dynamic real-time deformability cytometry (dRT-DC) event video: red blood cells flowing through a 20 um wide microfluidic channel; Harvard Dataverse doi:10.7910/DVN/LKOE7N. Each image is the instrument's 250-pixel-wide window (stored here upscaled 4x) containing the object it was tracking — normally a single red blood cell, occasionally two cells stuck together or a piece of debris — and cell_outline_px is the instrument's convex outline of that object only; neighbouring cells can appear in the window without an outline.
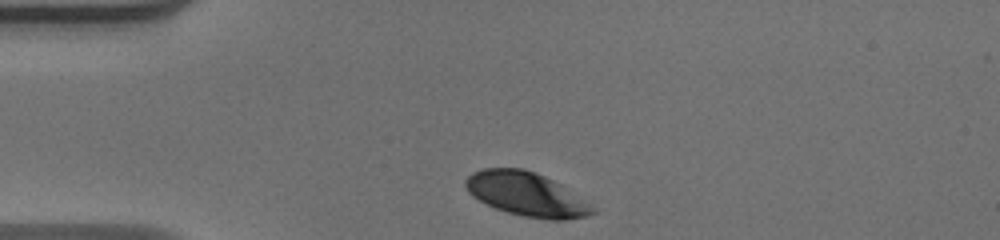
{"species": "human", "species_latin": "Homo sapiens", "temperature_condition": "warm", "stored_images_in_passage": 32, "camera_frame_rate_fps": 3000, "um_per_image_px": 0.085, "donor": {"sex": "male"}, "frame": {"image": 1, "passage_image": 1, "time_ms": 0.0, "image_size_px": [1000, 240], "cell_outline_px": [[596, 212], [588, 216], [564, 220], [548, 220], [524, 216], [508, 212], [496, 208], [472, 196], [468, 192], [464, 184], [464, 180], [472, 172], [484, 168], [524, 168], [536, 172], [560, 184], [596, 208]], "centroid_in_image_um": [44.74, 16.5], "position_along_channel_um": 40.3, "area_um2": 32.37}}
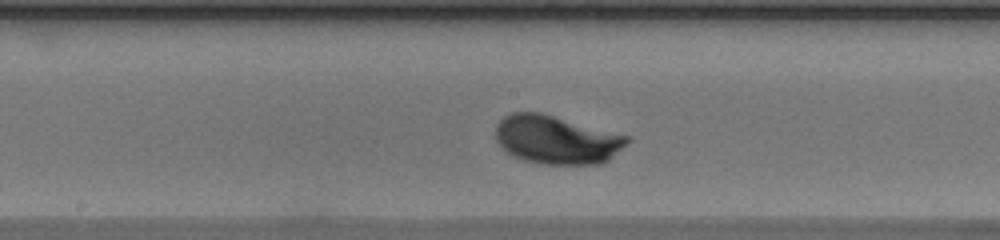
{"frame": {"image": 2, "passage_image": 16, "time_ms": 5.0, "image_size_px": [1000, 240], "cell_outline_px": [[628, 140], [608, 160], [600, 164], [540, 164], [524, 160], [512, 156], [496, 140], [496, 124], [504, 116], [512, 112], [540, 112], [628, 136]], "centroid_in_image_um": [47.24, 11.87], "position_along_channel_um": 201.0, "area_um2": 36.65}}
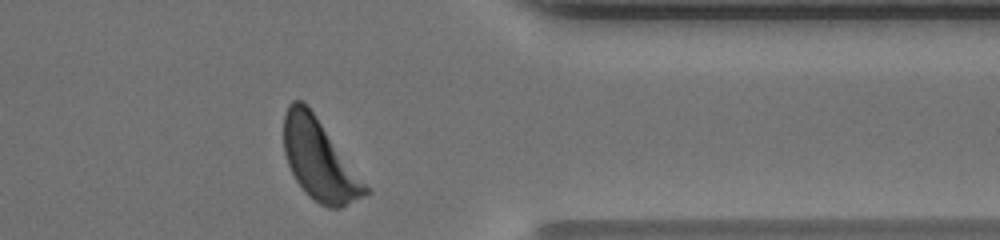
{"frame": {"image": 3, "passage_image": 31, "time_ms": 10.0, "image_size_px": [1000, 240], "cell_outline_px": [[372, 192], [340, 208], [328, 208], [320, 204], [296, 180], [288, 164], [284, 152], [284, 112], [288, 104], [292, 100], [304, 100]], "centroid_in_image_um": [27.13, 13.56], "position_along_channel_um": 384.3, "area_um2": 37.51}, "authors_computed_cell_mechanics": {"area_um2": 36.414, "velocity_mm_per_s": 3.8884, "shape_relaxation_time_tau1_ms": 1.5475, "shape_relaxation_time_tau2_ms": 7.8459, "deformation_change_tau1": 0.1116, "deformation_change_tau2": 0.2457}}